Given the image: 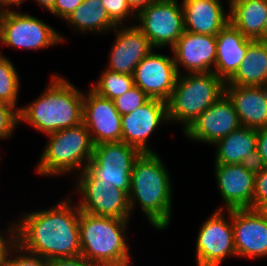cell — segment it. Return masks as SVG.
Returning <instances> with one entry per match:
<instances>
[{
    "instance_id": "cell-1",
    "label": "cell",
    "mask_w": 267,
    "mask_h": 266,
    "mask_svg": "<svg viewBox=\"0 0 267 266\" xmlns=\"http://www.w3.org/2000/svg\"><path fill=\"white\" fill-rule=\"evenodd\" d=\"M70 197L46 210L25 213L17 221V244L51 260L81 256L80 209Z\"/></svg>"
},
{
    "instance_id": "cell-2",
    "label": "cell",
    "mask_w": 267,
    "mask_h": 266,
    "mask_svg": "<svg viewBox=\"0 0 267 266\" xmlns=\"http://www.w3.org/2000/svg\"><path fill=\"white\" fill-rule=\"evenodd\" d=\"M164 165L156 152L141 153L134 162L128 193L131 212L138 202L148 222L158 230L169 226L172 215V182Z\"/></svg>"
},
{
    "instance_id": "cell-3",
    "label": "cell",
    "mask_w": 267,
    "mask_h": 266,
    "mask_svg": "<svg viewBox=\"0 0 267 266\" xmlns=\"http://www.w3.org/2000/svg\"><path fill=\"white\" fill-rule=\"evenodd\" d=\"M83 92L68 80L53 75L45 92L20 107L19 122H27L46 135L82 123Z\"/></svg>"
},
{
    "instance_id": "cell-4",
    "label": "cell",
    "mask_w": 267,
    "mask_h": 266,
    "mask_svg": "<svg viewBox=\"0 0 267 266\" xmlns=\"http://www.w3.org/2000/svg\"><path fill=\"white\" fill-rule=\"evenodd\" d=\"M129 220L80 212L81 256L99 266H129L130 247L126 230Z\"/></svg>"
},
{
    "instance_id": "cell-5",
    "label": "cell",
    "mask_w": 267,
    "mask_h": 266,
    "mask_svg": "<svg viewBox=\"0 0 267 266\" xmlns=\"http://www.w3.org/2000/svg\"><path fill=\"white\" fill-rule=\"evenodd\" d=\"M224 93L225 82L214 72L178 74L166 102L169 122H181L185 131Z\"/></svg>"
},
{
    "instance_id": "cell-6",
    "label": "cell",
    "mask_w": 267,
    "mask_h": 266,
    "mask_svg": "<svg viewBox=\"0 0 267 266\" xmlns=\"http://www.w3.org/2000/svg\"><path fill=\"white\" fill-rule=\"evenodd\" d=\"M47 136L48 143L39 158L37 173L42 176H58L74 170L83 171L87 167L93 155L94 143L83 123Z\"/></svg>"
},
{
    "instance_id": "cell-7",
    "label": "cell",
    "mask_w": 267,
    "mask_h": 266,
    "mask_svg": "<svg viewBox=\"0 0 267 266\" xmlns=\"http://www.w3.org/2000/svg\"><path fill=\"white\" fill-rule=\"evenodd\" d=\"M56 32L41 19L28 13L17 11H0V43L5 46L27 50H41L55 46L64 41Z\"/></svg>"
},
{
    "instance_id": "cell-8",
    "label": "cell",
    "mask_w": 267,
    "mask_h": 266,
    "mask_svg": "<svg viewBox=\"0 0 267 266\" xmlns=\"http://www.w3.org/2000/svg\"><path fill=\"white\" fill-rule=\"evenodd\" d=\"M141 153L122 141L96 144L86 168L108 187L128 194L134 162Z\"/></svg>"
},
{
    "instance_id": "cell-9",
    "label": "cell",
    "mask_w": 267,
    "mask_h": 266,
    "mask_svg": "<svg viewBox=\"0 0 267 266\" xmlns=\"http://www.w3.org/2000/svg\"><path fill=\"white\" fill-rule=\"evenodd\" d=\"M136 20L154 49L172 48L185 31L183 7L178 0H155L136 14Z\"/></svg>"
},
{
    "instance_id": "cell-10",
    "label": "cell",
    "mask_w": 267,
    "mask_h": 266,
    "mask_svg": "<svg viewBox=\"0 0 267 266\" xmlns=\"http://www.w3.org/2000/svg\"><path fill=\"white\" fill-rule=\"evenodd\" d=\"M76 189L80 193V211L104 217L129 220L131 209L128 194L119 188H110L100 182L87 168L80 171Z\"/></svg>"
},
{
    "instance_id": "cell-11",
    "label": "cell",
    "mask_w": 267,
    "mask_h": 266,
    "mask_svg": "<svg viewBox=\"0 0 267 266\" xmlns=\"http://www.w3.org/2000/svg\"><path fill=\"white\" fill-rule=\"evenodd\" d=\"M224 207L214 211L199 229L196 240V265L219 266L224 259L237 256L232 228V210L226 219ZM229 220V221H228Z\"/></svg>"
},
{
    "instance_id": "cell-12",
    "label": "cell",
    "mask_w": 267,
    "mask_h": 266,
    "mask_svg": "<svg viewBox=\"0 0 267 266\" xmlns=\"http://www.w3.org/2000/svg\"><path fill=\"white\" fill-rule=\"evenodd\" d=\"M152 50L136 66L133 73L135 86L151 99L167 102L175 88L178 72L172 56Z\"/></svg>"
},
{
    "instance_id": "cell-13",
    "label": "cell",
    "mask_w": 267,
    "mask_h": 266,
    "mask_svg": "<svg viewBox=\"0 0 267 266\" xmlns=\"http://www.w3.org/2000/svg\"><path fill=\"white\" fill-rule=\"evenodd\" d=\"M240 127L235 107L224 93L184 131V134L189 140L213 145Z\"/></svg>"
},
{
    "instance_id": "cell-14",
    "label": "cell",
    "mask_w": 267,
    "mask_h": 266,
    "mask_svg": "<svg viewBox=\"0 0 267 266\" xmlns=\"http://www.w3.org/2000/svg\"><path fill=\"white\" fill-rule=\"evenodd\" d=\"M87 94H83L82 123L94 145L122 141V116L116 110L114 101L98 95L91 88Z\"/></svg>"
},
{
    "instance_id": "cell-15",
    "label": "cell",
    "mask_w": 267,
    "mask_h": 266,
    "mask_svg": "<svg viewBox=\"0 0 267 266\" xmlns=\"http://www.w3.org/2000/svg\"><path fill=\"white\" fill-rule=\"evenodd\" d=\"M162 122H169L167 103L159 99H150L133 112L122 115V142L136 147L142 153L154 152L147 141Z\"/></svg>"
},
{
    "instance_id": "cell-16",
    "label": "cell",
    "mask_w": 267,
    "mask_h": 266,
    "mask_svg": "<svg viewBox=\"0 0 267 266\" xmlns=\"http://www.w3.org/2000/svg\"><path fill=\"white\" fill-rule=\"evenodd\" d=\"M232 228L237 256H267V220L257 209H232Z\"/></svg>"
},
{
    "instance_id": "cell-17",
    "label": "cell",
    "mask_w": 267,
    "mask_h": 266,
    "mask_svg": "<svg viewBox=\"0 0 267 266\" xmlns=\"http://www.w3.org/2000/svg\"><path fill=\"white\" fill-rule=\"evenodd\" d=\"M171 49L178 74L181 73L180 65L187 73L214 71L217 53L216 36L184 31Z\"/></svg>"
},
{
    "instance_id": "cell-18",
    "label": "cell",
    "mask_w": 267,
    "mask_h": 266,
    "mask_svg": "<svg viewBox=\"0 0 267 266\" xmlns=\"http://www.w3.org/2000/svg\"><path fill=\"white\" fill-rule=\"evenodd\" d=\"M113 30L116 33V37L106 69L133 75L136 66L154 48L151 46L148 38L134 23L126 27L117 26Z\"/></svg>"
},
{
    "instance_id": "cell-19",
    "label": "cell",
    "mask_w": 267,
    "mask_h": 266,
    "mask_svg": "<svg viewBox=\"0 0 267 266\" xmlns=\"http://www.w3.org/2000/svg\"><path fill=\"white\" fill-rule=\"evenodd\" d=\"M215 178L225 211L232 209H253L255 174L247 171L241 163H214Z\"/></svg>"
},
{
    "instance_id": "cell-20",
    "label": "cell",
    "mask_w": 267,
    "mask_h": 266,
    "mask_svg": "<svg viewBox=\"0 0 267 266\" xmlns=\"http://www.w3.org/2000/svg\"><path fill=\"white\" fill-rule=\"evenodd\" d=\"M241 126L258 129L267 127V86L225 85Z\"/></svg>"
},
{
    "instance_id": "cell-21",
    "label": "cell",
    "mask_w": 267,
    "mask_h": 266,
    "mask_svg": "<svg viewBox=\"0 0 267 266\" xmlns=\"http://www.w3.org/2000/svg\"><path fill=\"white\" fill-rule=\"evenodd\" d=\"M181 4L185 31L216 36L229 23L221 0H182Z\"/></svg>"
},
{
    "instance_id": "cell-22",
    "label": "cell",
    "mask_w": 267,
    "mask_h": 266,
    "mask_svg": "<svg viewBox=\"0 0 267 266\" xmlns=\"http://www.w3.org/2000/svg\"><path fill=\"white\" fill-rule=\"evenodd\" d=\"M252 41L242 35L230 22L216 35L217 53L213 72L225 83L237 71Z\"/></svg>"
},
{
    "instance_id": "cell-23",
    "label": "cell",
    "mask_w": 267,
    "mask_h": 266,
    "mask_svg": "<svg viewBox=\"0 0 267 266\" xmlns=\"http://www.w3.org/2000/svg\"><path fill=\"white\" fill-rule=\"evenodd\" d=\"M229 22L251 40L264 41L267 20L266 0H234L229 6Z\"/></svg>"
},
{
    "instance_id": "cell-24",
    "label": "cell",
    "mask_w": 267,
    "mask_h": 266,
    "mask_svg": "<svg viewBox=\"0 0 267 266\" xmlns=\"http://www.w3.org/2000/svg\"><path fill=\"white\" fill-rule=\"evenodd\" d=\"M225 85L267 86V42L253 40L235 74Z\"/></svg>"
},
{
    "instance_id": "cell-25",
    "label": "cell",
    "mask_w": 267,
    "mask_h": 266,
    "mask_svg": "<svg viewBox=\"0 0 267 266\" xmlns=\"http://www.w3.org/2000/svg\"><path fill=\"white\" fill-rule=\"evenodd\" d=\"M213 145L217 147L215 163L239 164L248 153L257 149L256 129L241 126Z\"/></svg>"
},
{
    "instance_id": "cell-26",
    "label": "cell",
    "mask_w": 267,
    "mask_h": 266,
    "mask_svg": "<svg viewBox=\"0 0 267 266\" xmlns=\"http://www.w3.org/2000/svg\"><path fill=\"white\" fill-rule=\"evenodd\" d=\"M65 21L82 33H106L117 27L103 6L102 0H83Z\"/></svg>"
},
{
    "instance_id": "cell-27",
    "label": "cell",
    "mask_w": 267,
    "mask_h": 266,
    "mask_svg": "<svg viewBox=\"0 0 267 266\" xmlns=\"http://www.w3.org/2000/svg\"><path fill=\"white\" fill-rule=\"evenodd\" d=\"M133 75L105 70L90 88L98 95L112 101L134 87Z\"/></svg>"
},
{
    "instance_id": "cell-28",
    "label": "cell",
    "mask_w": 267,
    "mask_h": 266,
    "mask_svg": "<svg viewBox=\"0 0 267 266\" xmlns=\"http://www.w3.org/2000/svg\"><path fill=\"white\" fill-rule=\"evenodd\" d=\"M5 57L0 56V102L14 106L18 111L17 99L20 88L19 74L13 65V62Z\"/></svg>"
},
{
    "instance_id": "cell-29",
    "label": "cell",
    "mask_w": 267,
    "mask_h": 266,
    "mask_svg": "<svg viewBox=\"0 0 267 266\" xmlns=\"http://www.w3.org/2000/svg\"><path fill=\"white\" fill-rule=\"evenodd\" d=\"M151 98L144 93L139 87L134 86L123 95H120L116 99H114V104L116 110L119 114L125 115L133 112L137 108L143 106L147 103Z\"/></svg>"
},
{
    "instance_id": "cell-30",
    "label": "cell",
    "mask_w": 267,
    "mask_h": 266,
    "mask_svg": "<svg viewBox=\"0 0 267 266\" xmlns=\"http://www.w3.org/2000/svg\"><path fill=\"white\" fill-rule=\"evenodd\" d=\"M12 257V258H11ZM7 266H50L49 260L36 254L30 253L16 244L10 251Z\"/></svg>"
},
{
    "instance_id": "cell-31",
    "label": "cell",
    "mask_w": 267,
    "mask_h": 266,
    "mask_svg": "<svg viewBox=\"0 0 267 266\" xmlns=\"http://www.w3.org/2000/svg\"><path fill=\"white\" fill-rule=\"evenodd\" d=\"M19 122V111L12 105L0 102V139L10 138Z\"/></svg>"
},
{
    "instance_id": "cell-32",
    "label": "cell",
    "mask_w": 267,
    "mask_h": 266,
    "mask_svg": "<svg viewBox=\"0 0 267 266\" xmlns=\"http://www.w3.org/2000/svg\"><path fill=\"white\" fill-rule=\"evenodd\" d=\"M103 6L111 20L121 26L130 16L136 20V13L131 9L126 0H102ZM122 23V24H121Z\"/></svg>"
},
{
    "instance_id": "cell-33",
    "label": "cell",
    "mask_w": 267,
    "mask_h": 266,
    "mask_svg": "<svg viewBox=\"0 0 267 266\" xmlns=\"http://www.w3.org/2000/svg\"><path fill=\"white\" fill-rule=\"evenodd\" d=\"M267 202V167L255 174L253 209H258Z\"/></svg>"
},
{
    "instance_id": "cell-34",
    "label": "cell",
    "mask_w": 267,
    "mask_h": 266,
    "mask_svg": "<svg viewBox=\"0 0 267 266\" xmlns=\"http://www.w3.org/2000/svg\"><path fill=\"white\" fill-rule=\"evenodd\" d=\"M5 230V236L0 233V263L6 262L11 249L17 244V223H11Z\"/></svg>"
},
{
    "instance_id": "cell-35",
    "label": "cell",
    "mask_w": 267,
    "mask_h": 266,
    "mask_svg": "<svg viewBox=\"0 0 267 266\" xmlns=\"http://www.w3.org/2000/svg\"><path fill=\"white\" fill-rule=\"evenodd\" d=\"M82 2L83 0H55L49 12L65 21Z\"/></svg>"
},
{
    "instance_id": "cell-36",
    "label": "cell",
    "mask_w": 267,
    "mask_h": 266,
    "mask_svg": "<svg viewBox=\"0 0 267 266\" xmlns=\"http://www.w3.org/2000/svg\"><path fill=\"white\" fill-rule=\"evenodd\" d=\"M241 165L247 171L253 172L254 174L260 173L266 168L263 159L257 149L248 153L242 160Z\"/></svg>"
},
{
    "instance_id": "cell-37",
    "label": "cell",
    "mask_w": 267,
    "mask_h": 266,
    "mask_svg": "<svg viewBox=\"0 0 267 266\" xmlns=\"http://www.w3.org/2000/svg\"><path fill=\"white\" fill-rule=\"evenodd\" d=\"M50 266H99L95 263L88 261L83 256L54 258L49 260Z\"/></svg>"
},
{
    "instance_id": "cell-38",
    "label": "cell",
    "mask_w": 267,
    "mask_h": 266,
    "mask_svg": "<svg viewBox=\"0 0 267 266\" xmlns=\"http://www.w3.org/2000/svg\"><path fill=\"white\" fill-rule=\"evenodd\" d=\"M257 150L260 153L265 167H267V127L256 130Z\"/></svg>"
},
{
    "instance_id": "cell-39",
    "label": "cell",
    "mask_w": 267,
    "mask_h": 266,
    "mask_svg": "<svg viewBox=\"0 0 267 266\" xmlns=\"http://www.w3.org/2000/svg\"><path fill=\"white\" fill-rule=\"evenodd\" d=\"M131 9L137 14L141 9L145 8L155 0H126Z\"/></svg>"
},
{
    "instance_id": "cell-40",
    "label": "cell",
    "mask_w": 267,
    "mask_h": 266,
    "mask_svg": "<svg viewBox=\"0 0 267 266\" xmlns=\"http://www.w3.org/2000/svg\"><path fill=\"white\" fill-rule=\"evenodd\" d=\"M25 0H0V11L9 10L13 5L19 8L20 4Z\"/></svg>"
},
{
    "instance_id": "cell-41",
    "label": "cell",
    "mask_w": 267,
    "mask_h": 266,
    "mask_svg": "<svg viewBox=\"0 0 267 266\" xmlns=\"http://www.w3.org/2000/svg\"><path fill=\"white\" fill-rule=\"evenodd\" d=\"M35 2L50 11L54 6L55 0H35Z\"/></svg>"
},
{
    "instance_id": "cell-42",
    "label": "cell",
    "mask_w": 267,
    "mask_h": 266,
    "mask_svg": "<svg viewBox=\"0 0 267 266\" xmlns=\"http://www.w3.org/2000/svg\"><path fill=\"white\" fill-rule=\"evenodd\" d=\"M257 210L267 220V202L265 204L261 205Z\"/></svg>"
},
{
    "instance_id": "cell-43",
    "label": "cell",
    "mask_w": 267,
    "mask_h": 266,
    "mask_svg": "<svg viewBox=\"0 0 267 266\" xmlns=\"http://www.w3.org/2000/svg\"><path fill=\"white\" fill-rule=\"evenodd\" d=\"M264 41L267 42V20L264 26Z\"/></svg>"
},
{
    "instance_id": "cell-44",
    "label": "cell",
    "mask_w": 267,
    "mask_h": 266,
    "mask_svg": "<svg viewBox=\"0 0 267 266\" xmlns=\"http://www.w3.org/2000/svg\"><path fill=\"white\" fill-rule=\"evenodd\" d=\"M228 1H229L228 2L229 3L228 5L230 6L233 3L234 0H228Z\"/></svg>"
},
{
    "instance_id": "cell-45",
    "label": "cell",
    "mask_w": 267,
    "mask_h": 266,
    "mask_svg": "<svg viewBox=\"0 0 267 266\" xmlns=\"http://www.w3.org/2000/svg\"><path fill=\"white\" fill-rule=\"evenodd\" d=\"M0 266H7L6 262L0 263Z\"/></svg>"
}]
</instances>
